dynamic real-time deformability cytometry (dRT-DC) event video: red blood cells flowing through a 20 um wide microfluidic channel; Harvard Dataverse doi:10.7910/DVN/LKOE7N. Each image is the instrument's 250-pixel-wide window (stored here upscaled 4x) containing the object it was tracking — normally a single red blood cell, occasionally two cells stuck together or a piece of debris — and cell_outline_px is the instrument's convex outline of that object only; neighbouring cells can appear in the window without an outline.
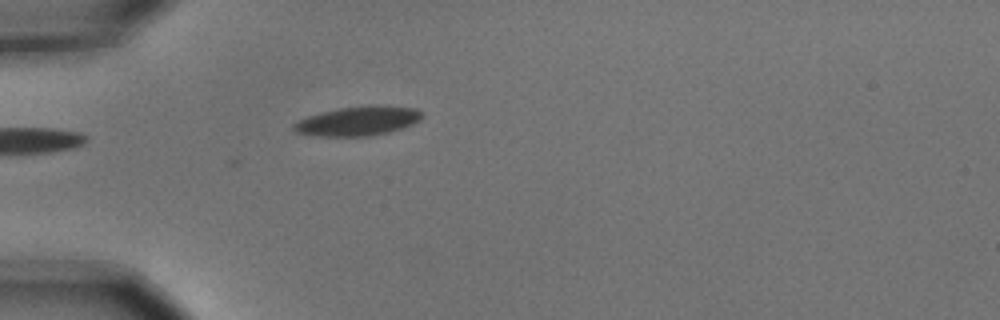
{"species": "common noctule bat (a hibernating species)", "species_latin": "Nyctalus noctula", "temperature_condition": "cold", "stored_images_in_passage": 6, "camera_frame_rate_fps": 3000, "um_per_image_px": 0.085, "animal": {"sex": "male", "body_mass_g": 15.6}, "frame": {"image": 1, "passage_image": 6, "time_ms": 1.667, "image_size_px": [1000, 320], "cell_outline_px": [[424, 116], [420, 120], [412, 124], [388, 132], [364, 136], [320, 136], [296, 132], [292, 128], [292, 124], [308, 116], [320, 112], [336, 108], [368, 104], [380, 104], [416, 108], [424, 112]], "centroid_in_image_um": [30.46, 10.25], "position_along_channel_um": 54.5, "area_um2": 22.2}}